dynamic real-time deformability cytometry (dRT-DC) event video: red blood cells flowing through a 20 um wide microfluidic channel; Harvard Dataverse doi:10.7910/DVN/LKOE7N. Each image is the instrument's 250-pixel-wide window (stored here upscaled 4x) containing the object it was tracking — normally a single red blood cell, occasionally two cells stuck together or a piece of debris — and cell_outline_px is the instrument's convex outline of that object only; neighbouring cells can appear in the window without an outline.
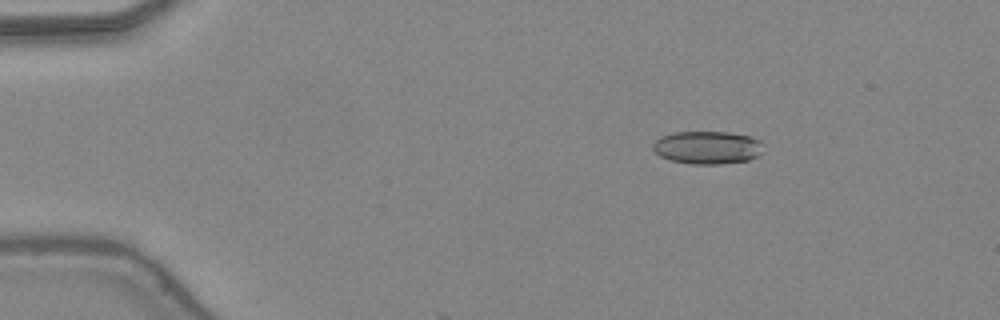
{"species": "common noctule bat (a hibernating species)", "species_latin": "Nyctalus noctula", "temperature_condition": "warm", "stored_images_in_passage": 5, "camera_frame_rate_fps": 3000, "um_per_image_px": 0.085, "animal": {"sex": "female", "body_mass_g": 24.6, "forearm_length_mm": 56.2}, "frame": {"image": 1, "passage_image": 1, "time_ms": 0.0, "image_size_px": [1000, 320], "cell_outline_px": [[764, 152], [760, 156], [748, 160], [720, 164], [692, 164], [672, 160], [660, 156], [652, 148], [652, 144], [660, 136], [676, 132], [728, 132], [752, 136], [760, 140], [764, 144]], "centroid_in_image_um": [60.2, 12.53], "position_along_channel_um": 24.8, "area_um2": 21.5}}